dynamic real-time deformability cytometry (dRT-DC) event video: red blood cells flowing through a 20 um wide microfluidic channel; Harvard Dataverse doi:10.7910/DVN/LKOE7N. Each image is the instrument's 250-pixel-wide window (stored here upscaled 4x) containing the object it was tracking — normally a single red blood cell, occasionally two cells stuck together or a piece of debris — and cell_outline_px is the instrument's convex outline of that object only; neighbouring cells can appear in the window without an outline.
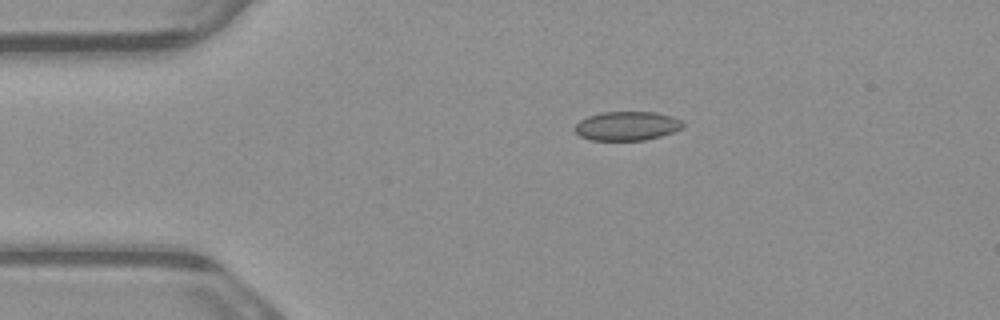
{"species": "common noctule bat (a hibernating species)", "species_latin": "Nyctalus noctula", "temperature_condition": "warm", "stored_images_in_passage": 4, "camera_frame_rate_fps": 3000, "um_per_image_px": 0.085, "animal": {"sex": "male", "body_mass_g": 23.1, "forearm_length_mm": 52.7}, "frame": {"image": 1, "passage_image": 2, "time_ms": 0.333, "image_size_px": [1000, 320], "cell_outline_px": [[684, 124], [680, 128], [672, 132], [660, 136], [644, 140], [592, 140], [580, 136], [572, 128], [580, 120], [588, 116], [604, 112], [656, 112], [672, 116], [680, 120]], "centroid_in_image_um": [53.26, 10.7], "position_along_channel_um": 31.7, "area_um2": 18.15}}